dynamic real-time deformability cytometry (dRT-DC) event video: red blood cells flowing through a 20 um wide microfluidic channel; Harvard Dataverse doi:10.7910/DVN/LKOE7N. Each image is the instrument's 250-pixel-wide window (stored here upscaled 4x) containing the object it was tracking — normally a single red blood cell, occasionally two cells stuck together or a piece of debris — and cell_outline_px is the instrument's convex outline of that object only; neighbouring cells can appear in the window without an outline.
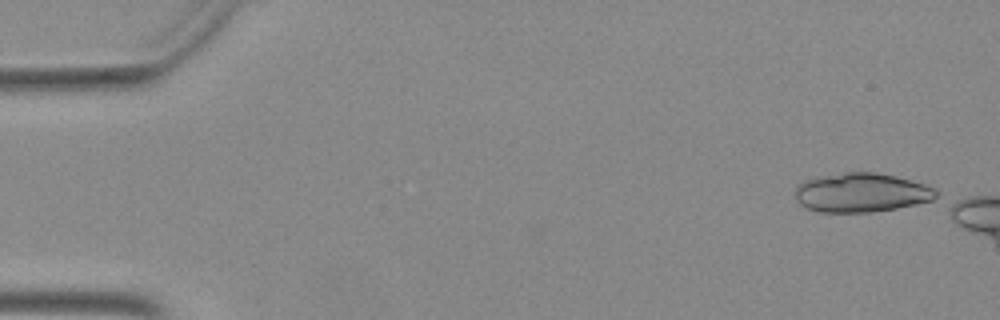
{"species": "Egyptian fruit bat (a non-hibernating species)", "species_latin": "Rousettus aegyptiacus", "temperature_condition": "warm", "stored_images_in_passage": 7, "camera_frame_rate_fps": 3000, "um_per_image_px": 0.085, "animal": {"sex": "female"}, "frame": {"image": 1, "passage_image": 1, "time_ms": 0.0, "image_size_px": [1000, 320], "cell_outline_px": [[936, 196], [932, 200], [916, 204], [896, 208], [872, 212], [820, 212], [808, 208], [800, 204], [796, 200], [796, 188], [804, 180], [844, 172], [876, 172], [896, 176], [924, 184], [936, 188]], "centroid_in_image_um": [73.22, 16.37], "position_along_channel_um": 11.8, "area_um2": 31.91}}